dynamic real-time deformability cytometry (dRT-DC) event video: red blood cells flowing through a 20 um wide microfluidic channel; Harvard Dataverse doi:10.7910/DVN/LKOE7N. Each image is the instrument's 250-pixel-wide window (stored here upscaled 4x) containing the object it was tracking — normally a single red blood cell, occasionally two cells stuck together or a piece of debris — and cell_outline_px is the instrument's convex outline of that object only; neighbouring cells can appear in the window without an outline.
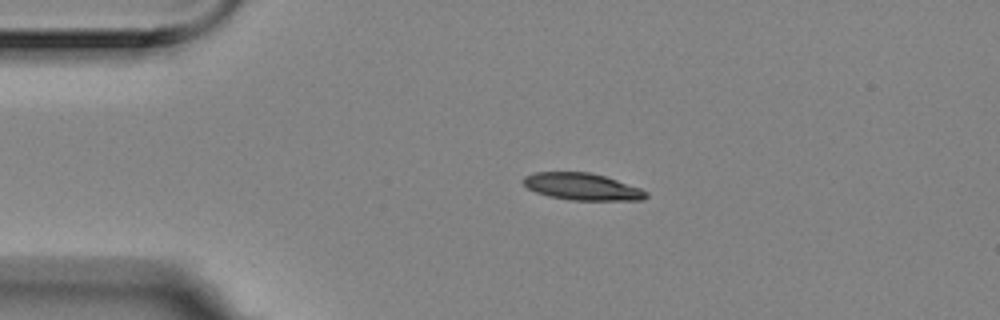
{"species": "Egyptian fruit bat (a non-hibernating species)", "species_latin": "Rousettus aegyptiacus", "temperature_condition": "room temperature", "stored_images_in_passage": 2, "camera_frame_rate_fps": 3000, "um_per_image_px": 0.085, "animal": {"sex": "female"}, "frame": {"image": 1, "passage_image": 1, "time_ms": 0.0, "image_size_px": [1000, 320], "cell_outline_px": [[648, 196], [644, 200], [568, 200], [548, 196], [536, 192], [528, 188], [524, 184], [524, 176], [536, 172], [588, 172], [604, 176], [640, 188], [648, 192]], "centroid_in_image_um": [49.49, 15.87], "position_along_channel_um": 35.5, "area_um2": 19.19}}